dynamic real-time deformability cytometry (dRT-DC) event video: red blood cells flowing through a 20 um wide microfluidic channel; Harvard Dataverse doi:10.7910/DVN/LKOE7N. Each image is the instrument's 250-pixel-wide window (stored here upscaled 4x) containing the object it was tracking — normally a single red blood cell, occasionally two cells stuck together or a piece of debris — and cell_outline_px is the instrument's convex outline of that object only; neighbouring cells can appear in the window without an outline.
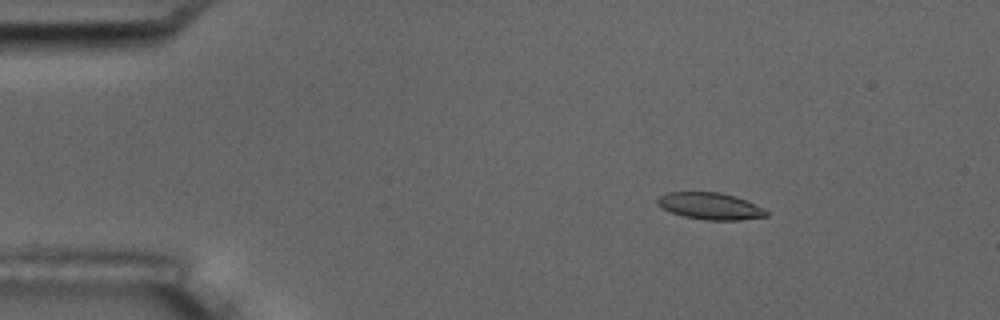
{"species": "common noctule bat (a hibernating species)", "species_latin": "Nyctalus noctula", "temperature_condition": "room temperature", "stored_images_in_passage": 3, "camera_frame_rate_fps": 3000, "um_per_image_px": 0.085, "animal": {"sex": "male", "body_mass_g": 17.5, "forearm_length_mm": 52.3}, "frame": {"image": 1, "passage_image": 1, "time_ms": 0.0, "image_size_px": [1000, 320], "cell_outline_px": [[768, 216], [740, 220], [704, 220], [684, 216], [672, 212], [656, 204], [656, 200], [660, 196], [668, 192], [720, 192], [736, 196], [756, 204], [768, 212]], "centroid_in_image_um": [60.38, 17.51], "position_along_channel_um": 24.6, "area_um2": 16.99}}